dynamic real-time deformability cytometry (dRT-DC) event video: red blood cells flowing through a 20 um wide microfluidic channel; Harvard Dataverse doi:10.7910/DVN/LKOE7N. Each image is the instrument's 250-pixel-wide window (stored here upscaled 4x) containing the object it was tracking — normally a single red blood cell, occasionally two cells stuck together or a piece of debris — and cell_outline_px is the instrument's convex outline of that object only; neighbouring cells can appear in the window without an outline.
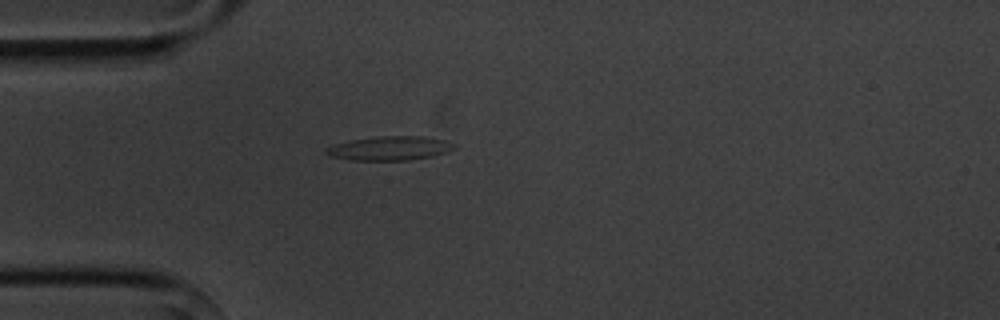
{"species": "common noctule bat (a hibernating species)", "species_latin": "Nyctalus noctula", "temperature_condition": "cold", "stored_images_in_passage": 1, "camera_frame_rate_fps": 3000, "um_per_image_px": 0.085, "animal": {"sex": "male", "body_mass_g": 20.1, "forearm_length_mm": 53.5}, "frame": {"image": 1, "passage_image": 1, "time_ms": 0.0, "image_size_px": [1000, 320], "cell_outline_px": [[456, 148], [432, 156], [408, 160], [352, 160], [328, 156], [324, 152], [324, 148], [332, 144], [348, 140], [380, 136], [424, 136], [444, 140], [456, 144]], "centroid_in_image_um": [33.06, 12.6], "position_along_channel_um": 51.9, "area_um2": 18.09}}